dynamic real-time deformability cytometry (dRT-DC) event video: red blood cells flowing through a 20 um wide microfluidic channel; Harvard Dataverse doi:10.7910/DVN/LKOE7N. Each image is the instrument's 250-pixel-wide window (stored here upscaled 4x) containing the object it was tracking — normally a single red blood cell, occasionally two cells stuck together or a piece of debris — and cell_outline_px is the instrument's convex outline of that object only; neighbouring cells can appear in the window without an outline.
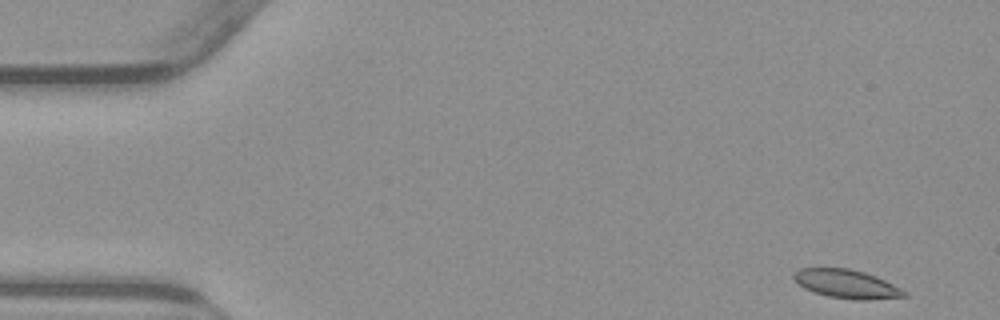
{"species": "common noctule bat (a hibernating species)", "species_latin": "Nyctalus noctula", "temperature_condition": "warm", "stored_images_in_passage": 13, "camera_frame_rate_fps": 3000, "um_per_image_px": 0.085, "animal": {"sex": "male", "body_mass_g": 23.1, "forearm_length_mm": 52.7}, "frame": {"image": 1, "passage_image": 1, "time_ms": 0.0, "image_size_px": [1000, 320], "cell_outline_px": [[908, 296], [868, 300], [856, 300], [828, 296], [804, 288], [792, 276], [792, 272], [800, 268], [848, 268], [864, 272], [876, 276], [908, 292]], "centroid_in_image_um": [71.97, 24.13], "position_along_channel_um": 13.0, "area_um2": 18.32}}
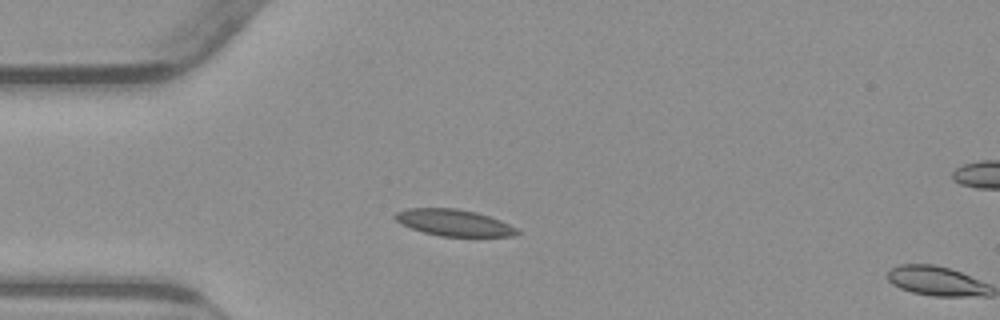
{"frame": {"image": 2, "passage_image": 12, "time_ms": 3.667, "image_size_px": [1000, 320], "cell_outline_px": [[520, 232], [516, 236], [440, 236], [424, 232], [412, 228], [396, 220], [392, 216], [396, 212], [408, 208], [456, 208], [476, 212], [500, 220], [516, 228]], "centroid_in_image_um": [38.58, 18.92], "position_along_channel_um": 46.4, "area_um2": 18.67}}